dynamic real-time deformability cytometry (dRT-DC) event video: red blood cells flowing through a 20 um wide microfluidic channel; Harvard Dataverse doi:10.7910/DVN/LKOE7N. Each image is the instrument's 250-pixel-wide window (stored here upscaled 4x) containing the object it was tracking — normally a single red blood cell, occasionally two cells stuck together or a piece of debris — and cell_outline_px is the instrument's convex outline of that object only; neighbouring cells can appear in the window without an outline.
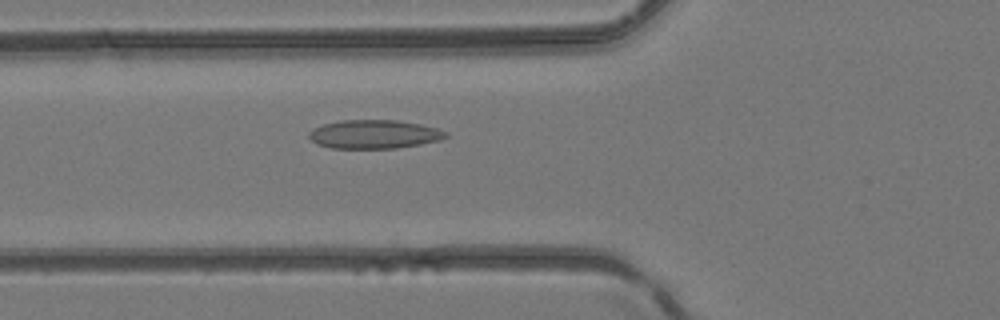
{"species": "common noctule bat (a hibernating species)", "species_latin": "Nyctalus noctula", "temperature_condition": "room temperature", "stored_images_in_passage": 47, "camera_frame_rate_fps": 3000, "um_per_image_px": 0.085, "animal": {"sex": "female", "body_mass_g": 24.6, "forearm_length_mm": 56.2}, "frame": {"image": 1, "passage_image": 18, "time_ms": 5.667, "image_size_px": [1000, 320], "cell_outline_px": [[448, 136], [440, 140], [420, 144], [396, 148], [332, 148], [316, 144], [308, 136], [308, 132], [312, 128], [324, 124], [340, 120], [396, 120], [420, 124], [436, 128], [448, 132]], "centroid_in_image_um": [31.79, 11.41], "position_along_channel_um": 94.0, "area_um2": 22.89}}
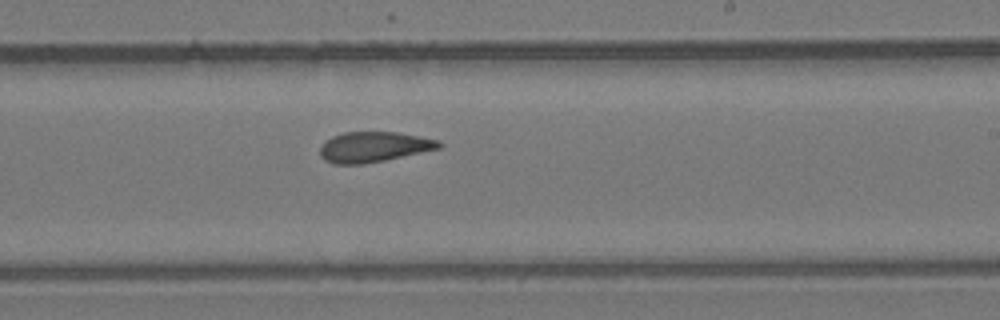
{"frame": {"image": 2, "passage_image": 29, "time_ms": 9.333, "image_size_px": [1000, 320], "cell_outline_px": [[444, 144], [440, 148], [384, 160], [364, 164], [332, 164], [324, 160], [320, 156], [320, 144], [324, 140], [332, 136], [344, 132], [396, 132], [440, 140]], "centroid_in_image_um": [31.73, 12.49], "position_along_channel_um": 257.3, "area_um2": 21.15}}
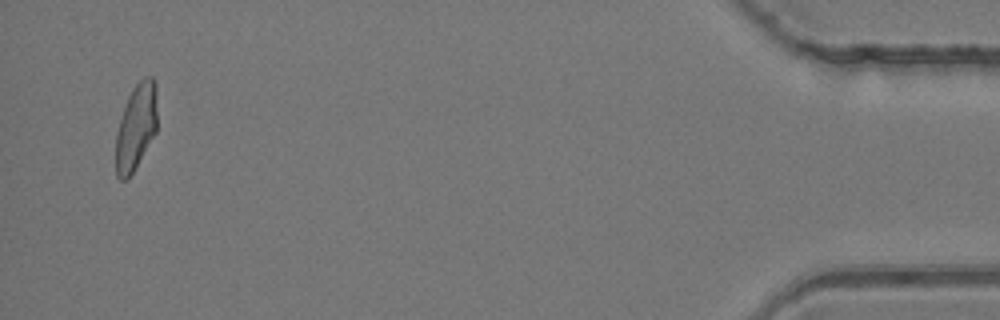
{"frame": {"image": 3, "passage_image": 46, "time_ms": 15.0, "image_size_px": [1000, 320], "cell_outline_px": [[156, 132], [128, 180], [120, 180], [116, 176], [116, 132], [128, 96], [132, 88], [144, 76], [152, 76], [156, 84]], "centroid_in_image_um": [11.56, 10.79], "position_along_channel_um": 423.6, "area_um2": 20.75}}